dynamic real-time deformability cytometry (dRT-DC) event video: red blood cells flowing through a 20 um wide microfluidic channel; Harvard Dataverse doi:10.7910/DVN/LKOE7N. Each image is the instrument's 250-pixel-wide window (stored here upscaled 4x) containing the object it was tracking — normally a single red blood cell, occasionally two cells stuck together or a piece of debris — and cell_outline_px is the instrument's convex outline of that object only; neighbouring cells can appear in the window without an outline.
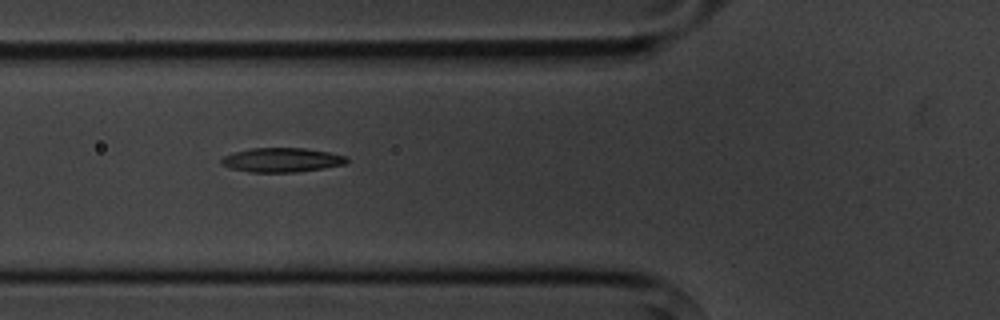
{"species": "common noctule bat (a hibernating species)", "species_latin": "Nyctalus noctula", "temperature_condition": "cold", "stored_images_in_passage": 13, "segment_of_instrument_passage": [1, 2], "camera_frame_rate_fps": 3000, "um_per_image_px": 0.085, "animal": {"sex": "male", "body_mass_g": 20.1, "forearm_length_mm": 53.5}, "frame": {"image": 1, "passage_image": 3, "time_ms": 3.333, "image_size_px": [1000, 320], "cell_outline_px": [[348, 160], [344, 164], [324, 168], [296, 172], [248, 172], [232, 168], [220, 164], [220, 160], [224, 156], [236, 152], [252, 148], [304, 148], [328, 152], [348, 156]], "centroid_in_image_um": [23.96, 13.6], "position_along_channel_um": 101.8, "area_um2": 17.63}}
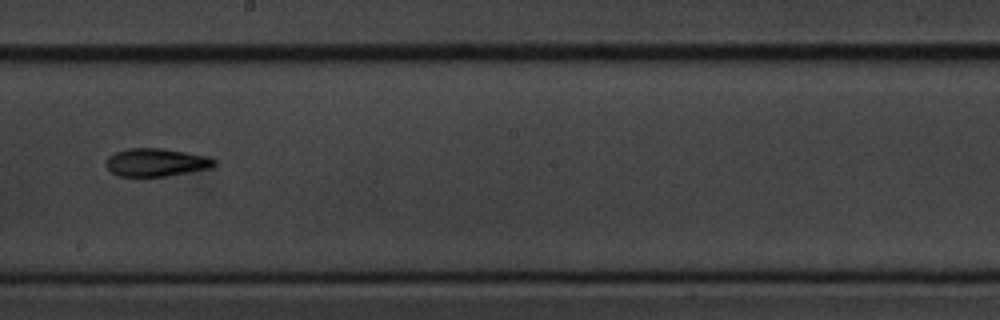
{"frame": {"image": 2, "passage_image": 6, "time_ms": 7.0, "image_size_px": [1000, 320], "cell_outline_px": [[216, 164], [212, 168], [168, 176], [116, 176], [108, 168], [108, 156], [116, 152], [128, 148], [160, 148], [208, 156], [216, 160]], "centroid_in_image_um": [13.32, 13.81], "position_along_channel_um": 234.9, "area_um2": 17.57}}
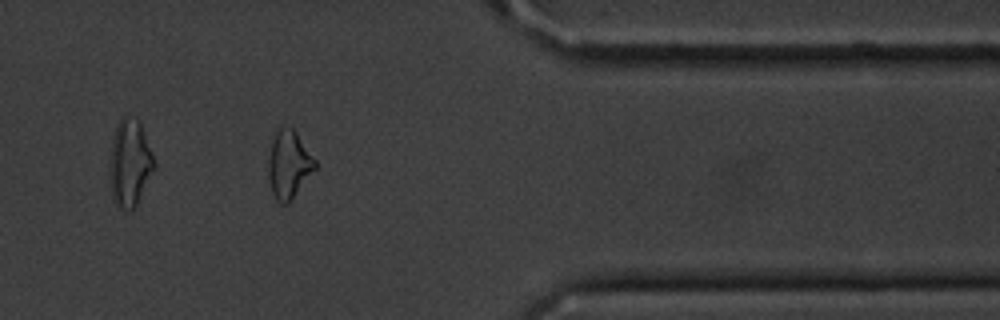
{"frame": {"image": 3, "passage_image": 10, "time_ms": 11.667, "image_size_px": [1000, 320], "cell_outline_px": [[316, 168], [288, 204], [280, 204], [276, 200], [272, 192], [268, 176], [268, 160], [272, 140], [276, 132], [280, 128], [292, 128], [296, 132], [316, 160]], "centroid_in_image_um": [24.54, 14.01], "position_along_channel_um": 386.9, "area_um2": 18.26}}